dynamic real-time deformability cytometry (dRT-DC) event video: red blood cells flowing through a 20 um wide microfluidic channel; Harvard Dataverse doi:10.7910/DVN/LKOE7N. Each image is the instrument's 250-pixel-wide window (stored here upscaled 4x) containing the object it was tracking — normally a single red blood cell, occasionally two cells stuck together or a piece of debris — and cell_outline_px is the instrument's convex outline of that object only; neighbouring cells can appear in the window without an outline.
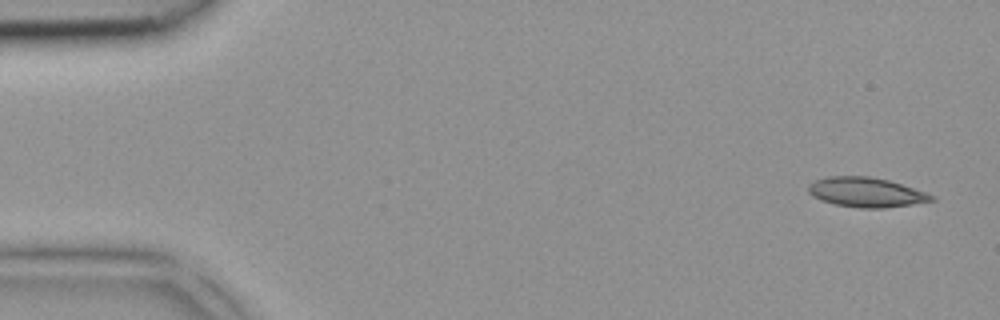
{"species": "common noctule bat (a hibernating species)", "species_latin": "Nyctalus noctula", "temperature_condition": "room temperature", "stored_images_in_passage": 4, "camera_frame_rate_fps": 3000, "um_per_image_px": 0.085, "animal": {"sex": "female", "body_mass_g": 18.4}, "frame": {"image": 1, "passage_image": 1, "time_ms": 0.0, "image_size_px": [1000, 320], "cell_outline_px": [[936, 200], [912, 204], [884, 208], [860, 208], [836, 204], [820, 200], [812, 196], [808, 192], [808, 184], [816, 180], [828, 176], [868, 176], [888, 180], [936, 196]], "centroid_in_image_um": [73.59, 16.34], "position_along_channel_um": 11.4, "area_um2": 21.15}}
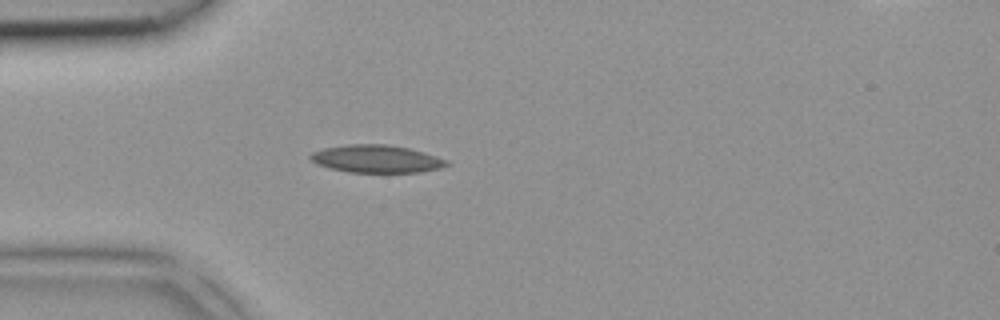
{"frame": {"image": 2, "passage_image": 4, "time_ms": 1.0, "image_size_px": [1000, 320], "cell_outline_px": [[452, 164], [440, 168], [420, 172], [348, 172], [328, 168], [316, 164], [308, 156], [312, 152], [324, 148], [348, 144], [388, 144], [408, 148], [424, 152], [448, 160]], "centroid_in_image_um": [32.0, 13.5], "position_along_channel_um": 53.0, "area_um2": 22.08}}